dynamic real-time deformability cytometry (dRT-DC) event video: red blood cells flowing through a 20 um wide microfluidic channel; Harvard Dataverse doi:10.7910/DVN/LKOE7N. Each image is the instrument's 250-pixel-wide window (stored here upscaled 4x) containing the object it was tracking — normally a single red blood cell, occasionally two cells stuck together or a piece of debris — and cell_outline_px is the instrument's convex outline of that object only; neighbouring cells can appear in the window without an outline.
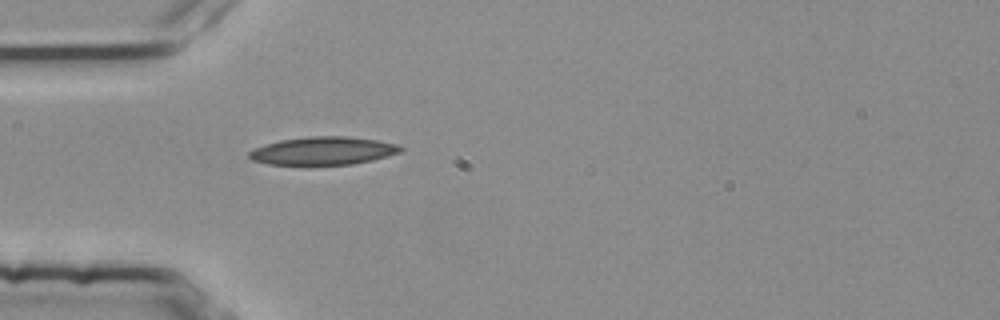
{"species": "common noctule bat (a hibernating species)", "species_latin": "Nyctalus noctula", "temperature_condition": "room temperature", "stored_images_in_passage": 1, "camera_frame_rate_fps": 3000, "um_per_image_px": 0.085, "animal": {"sex": "female", "body_mass_g": 25.1}, "frame": {"image": 1, "passage_image": 1, "time_ms": 0.0, "image_size_px": [1000, 320], "cell_outline_px": [[404, 148], [400, 152], [372, 160], [352, 164], [268, 164], [252, 160], [248, 156], [248, 152], [264, 144], [280, 140], [308, 136], [348, 136], [376, 140], [396, 144]], "centroid_in_image_um": [27.45, 12.81], "position_along_channel_um": 57.6, "area_um2": 24.51}}